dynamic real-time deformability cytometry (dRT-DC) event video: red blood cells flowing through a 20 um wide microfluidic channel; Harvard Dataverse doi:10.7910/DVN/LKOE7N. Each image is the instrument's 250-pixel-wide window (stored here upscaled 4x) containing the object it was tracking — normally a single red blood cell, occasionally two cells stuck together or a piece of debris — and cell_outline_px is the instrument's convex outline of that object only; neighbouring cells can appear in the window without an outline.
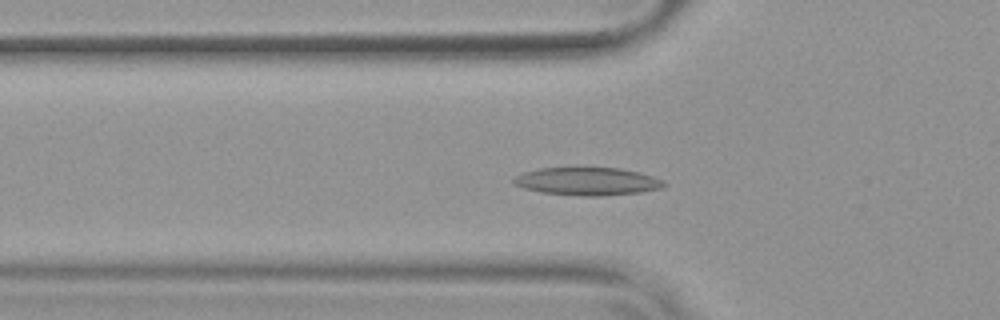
{"species": "common noctule bat (a hibernating species)", "species_latin": "Nyctalus noctula", "temperature_condition": "warm", "stored_images_in_passage": 51, "camera_frame_rate_fps": 3000, "um_per_image_px": 0.085, "animal": {"sex": "female", "body_mass_g": 19.9}, "frame": {"image": 1, "passage_image": 16, "time_ms": 5.0, "image_size_px": [1000, 320], "cell_outline_px": [[668, 184], [660, 188], [640, 192], [604, 196], [580, 196], [540, 192], [524, 188], [512, 184], [512, 180], [516, 176], [524, 172], [540, 168], [620, 168], [640, 172], [664, 180]], "centroid_in_image_um": [49.93, 15.42], "position_along_channel_um": 75.9, "area_um2": 24.51}}
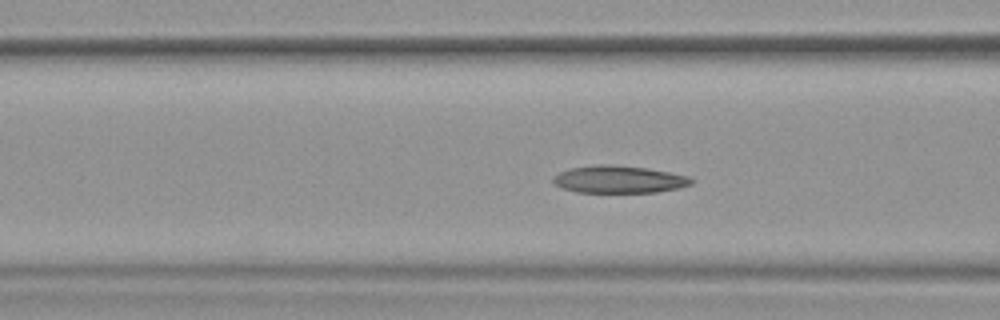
{"frame": {"image": 2, "passage_image": 19, "time_ms": 6.0, "image_size_px": [1000, 320], "cell_outline_px": [[696, 180], [692, 184], [680, 188], [656, 192], [576, 192], [560, 188], [552, 184], [552, 176], [568, 168], [596, 164], [612, 164], [648, 168], [688, 176]], "centroid_in_image_um": [52.57, 15.24], "position_along_channel_um": 114.0, "area_um2": 22.43}}
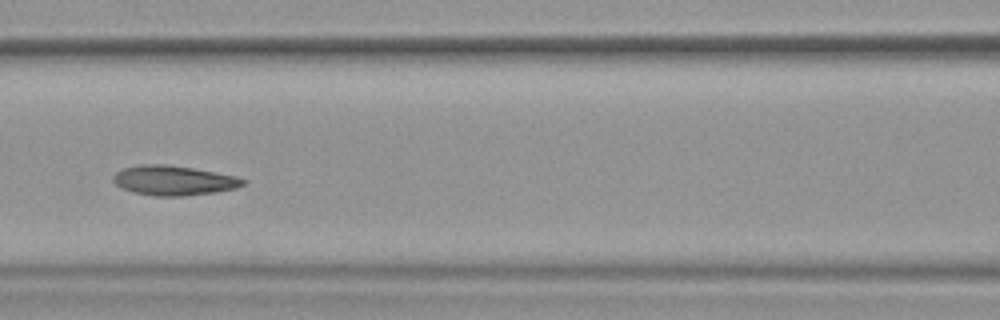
{"frame": {"image": 3, "passage_image": 22, "time_ms": 7.0, "image_size_px": [1000, 320], "cell_outline_px": [[248, 180], [244, 184], [236, 188], [216, 192], [184, 196], [156, 196], [132, 192], [120, 188], [112, 180], [112, 176], [116, 172], [124, 168], [140, 164], [164, 164], [192, 168], [216, 172], [236, 176]], "centroid_in_image_um": [14.75, 15.34], "position_along_channel_um": 151.8, "area_um2": 22.6}, "authors_computed_cell_mechanics": {"area_um2": 22.5998, "velocity_mm_per_s": 3.7746, "shape_relaxation_time_tau1_ms": 2.9859, "shape_relaxation_time_tau2_ms": 2.241, "deformation_change_tau1": 0.1168, "deformation_change_tau2": 0.0948}}